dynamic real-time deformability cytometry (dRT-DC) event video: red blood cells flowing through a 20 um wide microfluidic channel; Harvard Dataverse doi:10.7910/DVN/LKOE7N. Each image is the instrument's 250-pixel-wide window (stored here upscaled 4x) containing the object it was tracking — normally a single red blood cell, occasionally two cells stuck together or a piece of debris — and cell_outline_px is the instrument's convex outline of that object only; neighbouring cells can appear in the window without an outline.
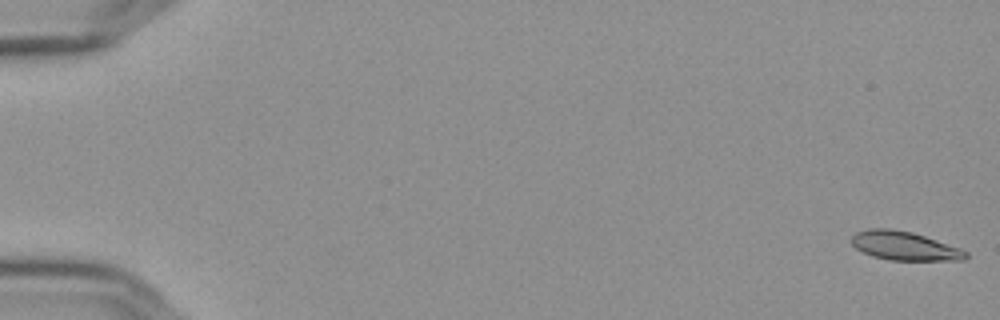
{"species": "Egyptian fruit bat (a non-hibernating species)", "species_latin": "Rousettus aegyptiacus", "temperature_condition": "cold", "stored_images_in_passage": 57, "camera_frame_rate_fps": 3000, "um_per_image_px": 0.085, "frame": {"image": 1, "passage_image": 1, "time_ms": 0.0, "image_size_px": [1000, 320], "cell_outline_px": [[968, 256], [964, 260], [892, 260], [872, 256], [856, 248], [852, 244], [852, 236], [856, 232], [868, 228], [888, 228], [912, 232], [960, 248], [968, 252]], "centroid_in_image_um": [76.87, 20.89], "position_along_channel_um": 8.1, "area_um2": 19.02}}
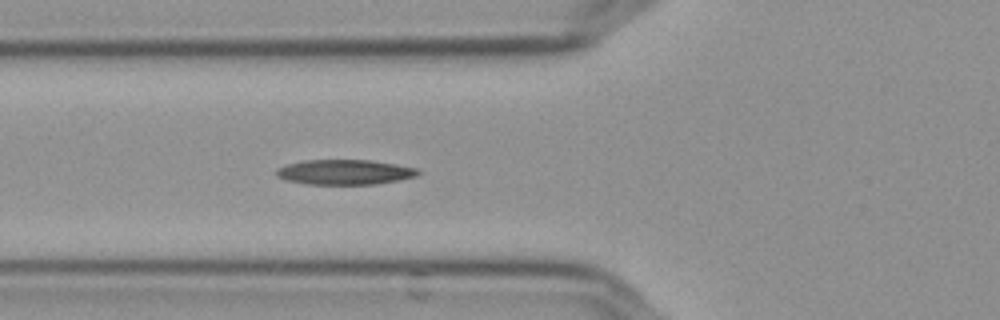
{"frame": {"image": 2, "passage_image": 22, "time_ms": 7.0, "image_size_px": [1000, 320], "cell_outline_px": [[420, 172], [416, 176], [376, 184], [308, 184], [284, 180], [276, 176], [276, 168], [288, 164], [304, 160], [368, 160], [396, 164], [416, 168]], "centroid_in_image_um": [29.25, 14.63], "position_along_channel_um": 96.6, "area_um2": 20.52}}
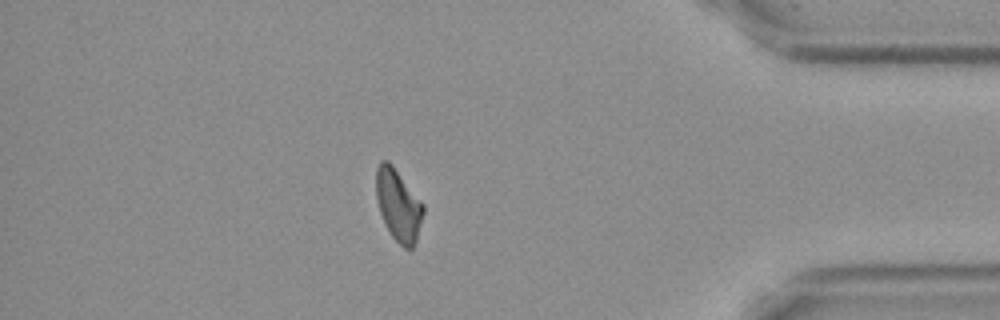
{"frame": {"image": 3, "passage_image": 50, "time_ms": 16.333, "image_size_px": [1000, 320], "cell_outline_px": [[424, 212], [416, 240], [412, 248], [404, 248], [392, 236], [380, 212], [376, 196], [376, 168], [380, 160], [388, 160], [392, 164], [424, 204]], "centroid_in_image_um": [33.86, 17.39], "position_along_channel_um": 401.3, "area_um2": 19.54}, "authors_computed_cell_mechanics": {"area_um2": 19.652, "velocity_mm_per_s": 3.6155, "shape_relaxation_time_tau1_ms": 8.203, "shape_relaxation_time_tau2_ms": null, "deformation_change_tau1": 0.2014, "deformation_change_tau2": null}}